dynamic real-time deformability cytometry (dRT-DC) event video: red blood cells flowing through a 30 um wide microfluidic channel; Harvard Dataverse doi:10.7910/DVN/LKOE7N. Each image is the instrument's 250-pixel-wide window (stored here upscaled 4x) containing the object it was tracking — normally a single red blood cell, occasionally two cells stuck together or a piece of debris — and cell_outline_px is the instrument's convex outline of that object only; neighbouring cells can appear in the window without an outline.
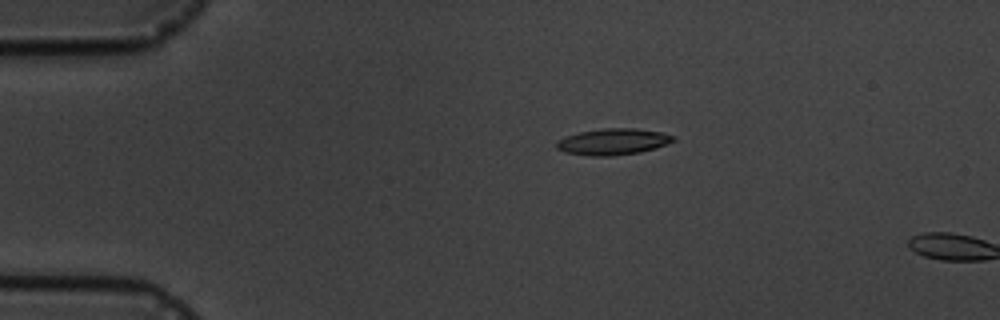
{"species": "common noctule bat (a hibernating species)", "species_latin": "Nyctalus noctula", "temperature_condition": "cold", "stored_images_in_passage": 3, "camera_frame_rate_fps": 3000, "um_per_image_px": 0.085, "animal": {"sex": "male", "body_mass_g": 19.5, "forearm_length_mm": 54.6}, "frame": {"image": 1, "passage_image": 2, "time_ms": 1.0, "image_size_px": [1000, 320], "cell_outline_px": [[676, 140], [656, 148], [640, 152], [612, 156], [592, 156], [564, 152], [556, 148], [556, 140], [580, 132], [604, 128], [636, 128], [660, 132], [676, 136]], "centroid_in_image_um": [52.12, 12.04], "position_along_channel_um": 32.9, "area_um2": 17.92}}